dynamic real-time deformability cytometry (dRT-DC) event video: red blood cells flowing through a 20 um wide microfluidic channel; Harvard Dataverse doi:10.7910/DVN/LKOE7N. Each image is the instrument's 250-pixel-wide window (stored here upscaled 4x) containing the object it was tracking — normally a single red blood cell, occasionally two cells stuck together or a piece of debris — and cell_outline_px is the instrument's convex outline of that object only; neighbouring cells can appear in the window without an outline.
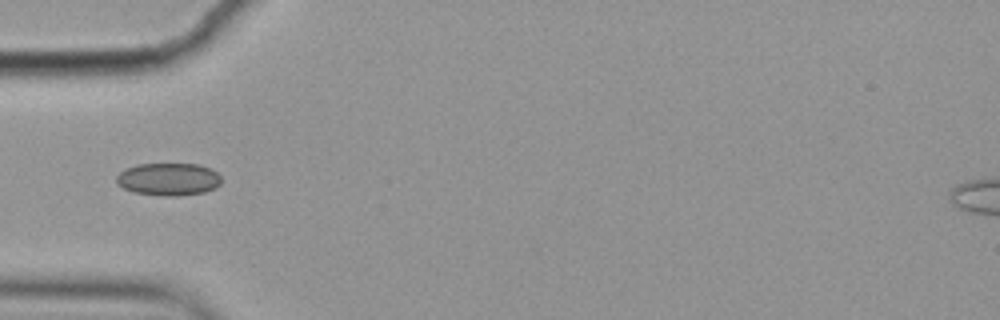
{"species": "common noctule bat (a hibernating species)", "species_latin": "Nyctalus noctula", "temperature_condition": "cold", "stored_images_in_passage": 3, "camera_frame_rate_fps": 3000, "um_per_image_px": 0.085, "animal": {"sex": "female", "body_mass_g": 19.9}, "frame": {"image": 1, "passage_image": 1, "time_ms": 0.0, "image_size_px": [1000, 320], "cell_outline_px": [[220, 184], [216, 188], [204, 192], [176, 196], [168, 196], [132, 192], [116, 184], [116, 176], [120, 172], [136, 164], [200, 164], [212, 168], [220, 176]], "centroid_in_image_um": [14.33, 15.23], "position_along_channel_um": 70.7, "area_um2": 20.0}}
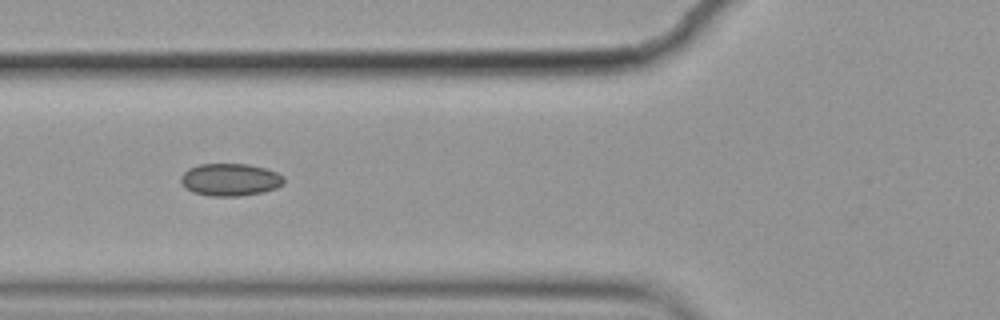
{"frame": {"image": 2, "passage_image": 2, "time_ms": 0.333, "image_size_px": [1000, 320], "cell_outline_px": [[284, 184], [276, 188], [264, 192], [240, 196], [208, 196], [192, 192], [184, 188], [180, 180], [180, 176], [188, 168], [200, 164], [248, 164], [264, 168], [276, 172], [284, 176]], "centroid_in_image_um": [19.55, 15.28], "position_along_channel_um": 106.3, "area_um2": 19.71}}